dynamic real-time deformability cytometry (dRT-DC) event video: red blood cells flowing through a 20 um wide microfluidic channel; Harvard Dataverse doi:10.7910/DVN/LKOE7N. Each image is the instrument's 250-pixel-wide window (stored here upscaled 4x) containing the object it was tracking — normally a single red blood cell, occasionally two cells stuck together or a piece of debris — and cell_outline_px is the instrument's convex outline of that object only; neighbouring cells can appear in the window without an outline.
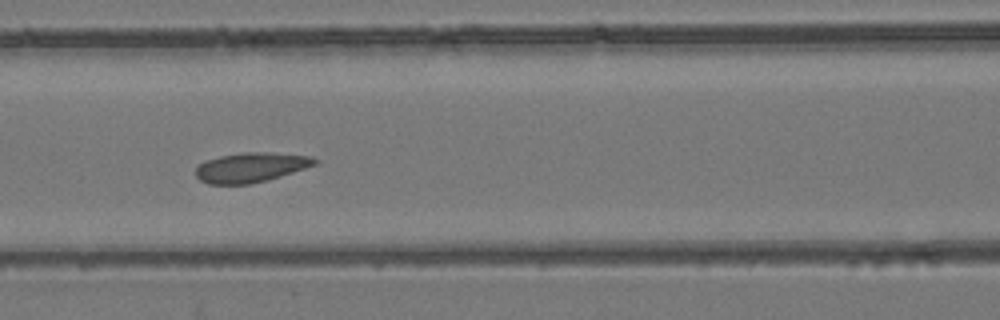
{"species": "common noctule bat (a hibernating species)", "species_latin": "Nyctalus noctula", "temperature_condition": "room temperature", "stored_images_in_passage": 8, "camera_frame_rate_fps": 3000, "um_per_image_px": 0.085, "animal": {"sex": "female", "body_mass_g": 24.6, "forearm_length_mm": 56.2}, "frame": {"image": 1, "passage_image": 6, "time_ms": 5.667, "image_size_px": [1000, 320], "cell_outline_px": [[320, 160], [316, 164], [268, 180], [248, 184], [208, 184], [200, 180], [196, 176], [196, 168], [204, 160], [220, 156], [244, 152], [264, 152], [312, 156]], "centroid_in_image_um": [21.31, 14.22], "position_along_channel_um": 145.3, "area_um2": 20.52}}
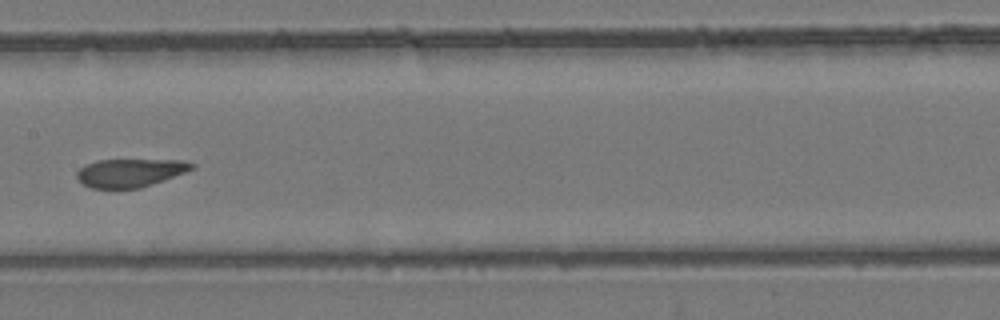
{"frame": {"image": 2, "passage_image": 7, "time_ms": 7.0, "image_size_px": [1000, 320], "cell_outline_px": [[196, 168], [164, 180], [140, 188], [92, 188], [84, 184], [76, 176], [76, 172], [80, 168], [96, 160], [184, 160], [196, 164]], "centroid_in_image_um": [11.1, 14.68], "position_along_channel_um": 196.3, "area_um2": 18.84}}
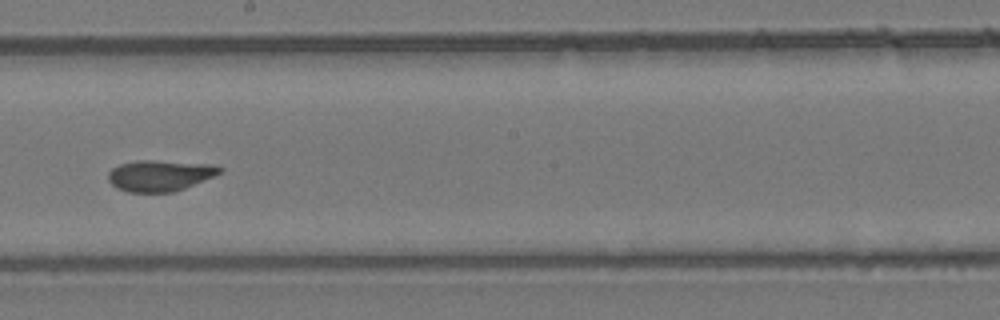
{"frame": {"image": 3, "passage_image": 8, "time_ms": 8.0, "image_size_px": [1000, 320], "cell_outline_px": [[224, 168], [220, 172], [212, 176], [184, 188], [172, 192], [128, 192], [116, 188], [108, 180], [108, 172], [112, 168], [120, 164], [136, 160], [152, 160], [212, 164]], "centroid_in_image_um": [13.54, 14.91], "position_along_channel_um": 234.7, "area_um2": 20.06}}